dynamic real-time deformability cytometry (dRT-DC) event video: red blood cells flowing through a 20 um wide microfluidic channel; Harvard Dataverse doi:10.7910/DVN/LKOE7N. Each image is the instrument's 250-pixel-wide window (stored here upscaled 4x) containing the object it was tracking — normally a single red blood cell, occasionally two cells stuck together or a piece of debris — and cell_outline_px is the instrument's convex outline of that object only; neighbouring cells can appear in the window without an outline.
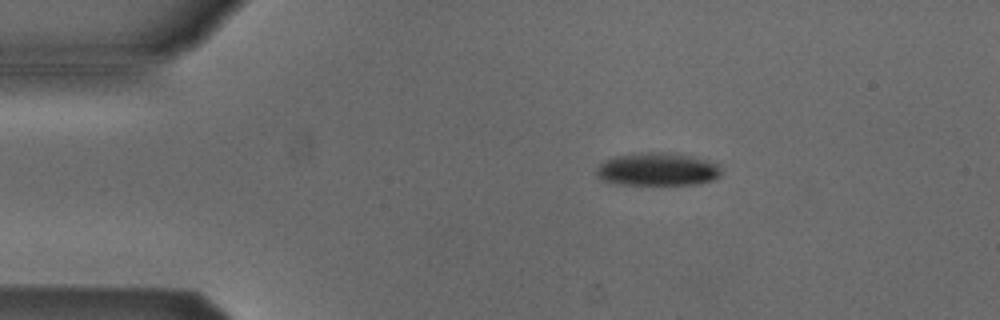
{"species": "Egyptian fruit bat (a non-hibernating species)", "species_latin": "Rousettus aegyptiacus", "temperature_condition": "cold", "stored_images_in_passage": 6, "camera_frame_rate_fps": 3000, "um_per_image_px": 0.085, "animal": {"sex": "male"}, "frame": {"image": 1, "passage_image": 3, "time_ms": 2.667, "image_size_px": [1000, 320], "cell_outline_px": [[720, 176], [712, 180], [700, 184], [620, 184], [600, 180], [596, 176], [596, 168], [604, 160], [616, 156], [636, 152], [676, 152], [696, 156], [720, 164]], "centroid_in_image_um": [55.9, 14.37], "position_along_channel_um": 29.1, "area_um2": 24.51}}
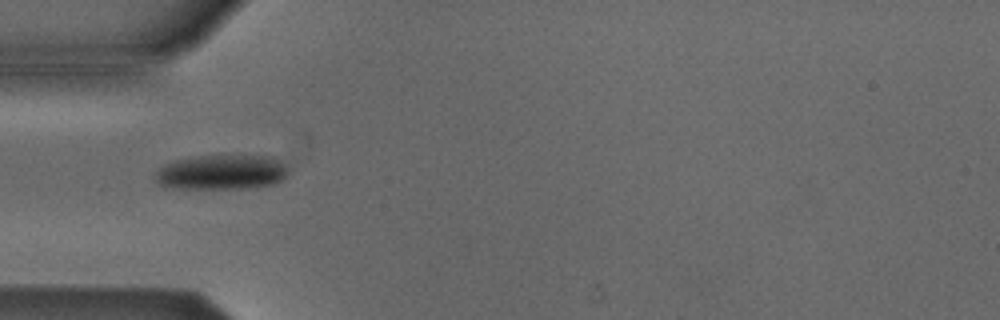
{"frame": {"image": 2, "passage_image": 5, "time_ms": 5.0, "image_size_px": [1000, 320], "cell_outline_px": [[288, 176], [276, 184], [248, 188], [164, 188], [152, 176], [164, 164], [172, 160], [220, 152], [276, 156], [288, 168]], "centroid_in_image_um": [18.87, 14.58], "position_along_channel_um": 66.1, "area_um2": 28.55}}